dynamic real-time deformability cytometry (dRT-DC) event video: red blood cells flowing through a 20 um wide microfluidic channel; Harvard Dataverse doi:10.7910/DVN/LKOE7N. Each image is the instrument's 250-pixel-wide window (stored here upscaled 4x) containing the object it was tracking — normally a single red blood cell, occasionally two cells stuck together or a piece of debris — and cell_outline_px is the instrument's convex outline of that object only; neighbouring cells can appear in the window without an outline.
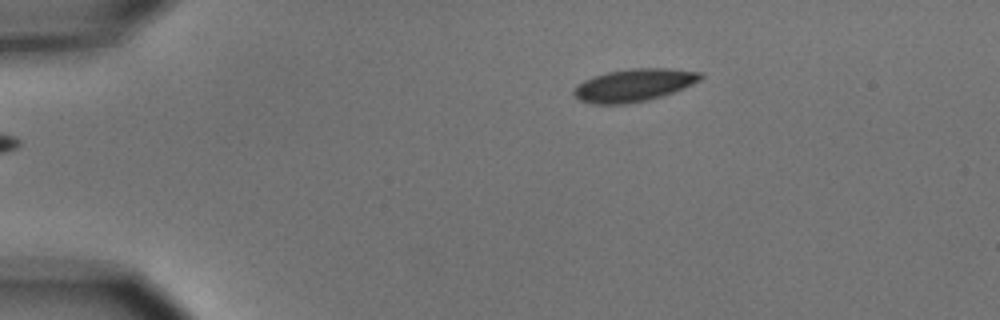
{"species": "common noctule bat (a hibernating species)", "species_latin": "Nyctalus noctula", "temperature_condition": "cold", "stored_images_in_passage": 3, "camera_frame_rate_fps": 3000, "um_per_image_px": 0.085, "animal": {"sex": "male", "body_mass_g": 15.6}, "frame": {"image": 1, "passage_image": 3, "time_ms": 2.333, "image_size_px": [1000, 320], "cell_outline_px": [[704, 76], [700, 80], [684, 88], [648, 100], [628, 104], [592, 104], [580, 100], [572, 92], [584, 80], [592, 76], [608, 72], [632, 68], [672, 68], [704, 72]], "centroid_in_image_um": [53.93, 7.23], "position_along_channel_um": 31.1, "area_um2": 24.1}}